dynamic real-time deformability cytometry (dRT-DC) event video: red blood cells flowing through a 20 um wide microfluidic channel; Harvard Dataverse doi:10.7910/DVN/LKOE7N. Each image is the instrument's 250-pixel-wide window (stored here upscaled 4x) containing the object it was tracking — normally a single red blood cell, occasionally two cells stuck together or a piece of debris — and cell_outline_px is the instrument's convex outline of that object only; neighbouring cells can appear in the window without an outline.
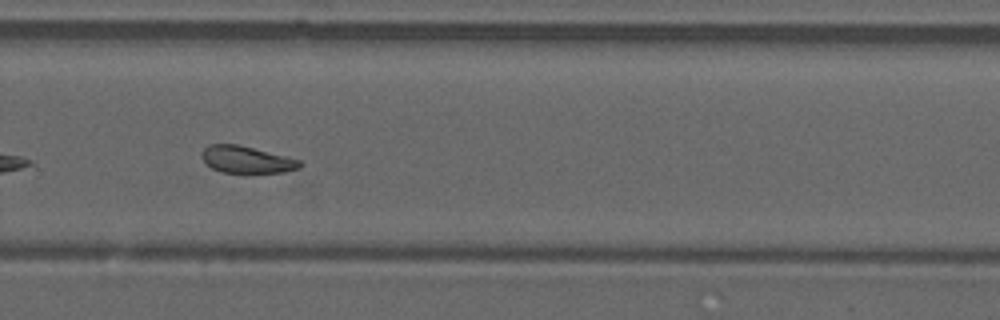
{"species": "common noctule bat (a hibernating species)", "species_latin": "Nyctalus noctula", "temperature_condition": "warm", "stored_images_in_passage": 27, "camera_frame_rate_fps": 3000, "um_per_image_px": 0.085, "animal": {"sex": "male", "forearm_length_mm": 52.5}, "frame": {"image": 1, "passage_image": 22, "time_ms": 7.0, "image_size_px": [1000, 320], "cell_outline_px": [[304, 164], [300, 168], [284, 172], [220, 172], [212, 168], [200, 156], [204, 148], [208, 144], [236, 144], [288, 156], [300, 160]], "centroid_in_image_um": [20.99, 13.56], "position_along_channel_um": 308.8, "area_um2": 15.37}, "authors_computed_cell_mechanics": {"area_um2": 16.2996, "velocity_mm_per_s": 4.1789, "shape_relaxation_time_tau1_ms": null, "shape_relaxation_time_tau2_ms": 8.5866, "deformation_change_tau1": null, "deformation_change_tau2": 0.1625}}